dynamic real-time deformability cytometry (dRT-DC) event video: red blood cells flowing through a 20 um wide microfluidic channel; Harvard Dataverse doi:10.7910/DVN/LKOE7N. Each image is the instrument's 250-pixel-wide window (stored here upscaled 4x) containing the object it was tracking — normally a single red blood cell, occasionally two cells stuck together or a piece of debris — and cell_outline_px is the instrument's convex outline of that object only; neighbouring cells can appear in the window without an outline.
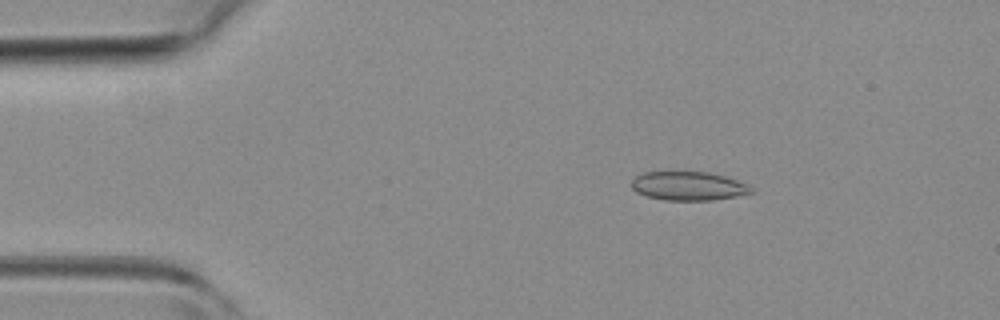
{"species": "common noctule bat (a hibernating species)", "species_latin": "Nyctalus noctula", "temperature_condition": "room temperature", "stored_images_in_passage": 47, "camera_frame_rate_fps": 3000, "um_per_image_px": 0.085, "animal": {"sex": "female", "body_mass_g": 19.3, "forearm_length_mm": 54.1}, "frame": {"image": 1, "passage_image": 8, "time_ms": 2.333, "image_size_px": [1000, 320], "cell_outline_px": [[756, 192], [736, 196], [712, 200], [664, 200], [648, 196], [636, 192], [632, 188], [632, 180], [636, 176], [644, 172], [708, 172], [724, 176], [748, 184], [756, 188]], "centroid_in_image_um": [58.56, 15.81], "position_along_channel_um": 26.4, "area_um2": 20.11}}
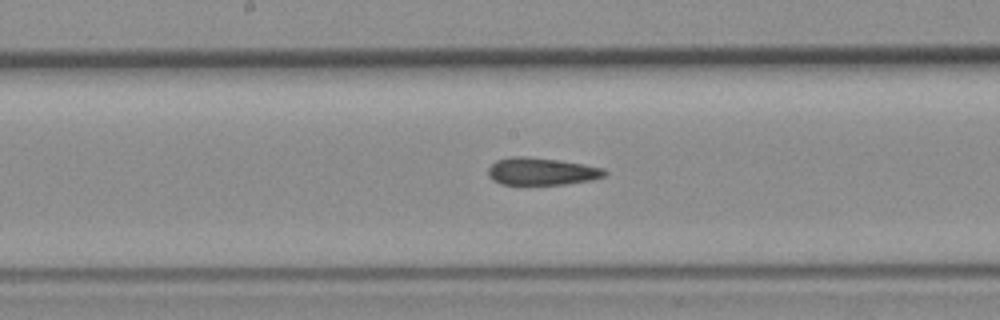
{"frame": {"image": 2, "passage_image": 24, "time_ms": 7.667, "image_size_px": [1000, 320], "cell_outline_px": [[608, 172], [604, 176], [592, 180], [564, 184], [500, 184], [492, 180], [488, 176], [488, 168], [496, 160], [512, 156], [520, 156], [560, 160], [584, 164], [604, 168]], "centroid_in_image_um": [46.03, 14.56], "position_along_channel_um": 202.2, "area_um2": 18.61}}
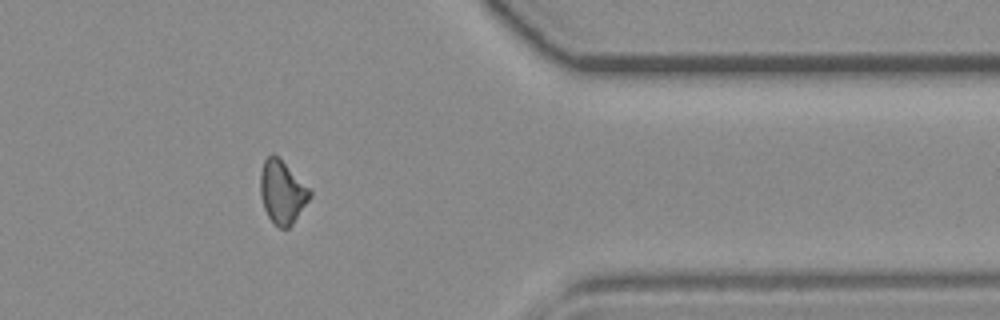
{"frame": {"image": 3, "passage_image": 38, "time_ms": 12.333, "image_size_px": [1000, 320], "cell_outline_px": [[312, 196], [292, 224], [288, 228], [280, 228], [268, 216], [264, 208], [260, 196], [260, 172], [264, 160], [272, 152], [312, 192]], "centroid_in_image_um": [23.96, 16.34], "position_along_channel_um": 387.4, "area_um2": 17.74}, "authors_computed_cell_mechanics": {"area_um2": 18.9584, "velocity_mm_per_s": 4.4022, "shape_relaxation_time_tau1_ms": null, "shape_relaxation_time_tau2_ms": 3.5985, "deformation_change_tau1": null, "deformation_change_tau2": 0.091}}